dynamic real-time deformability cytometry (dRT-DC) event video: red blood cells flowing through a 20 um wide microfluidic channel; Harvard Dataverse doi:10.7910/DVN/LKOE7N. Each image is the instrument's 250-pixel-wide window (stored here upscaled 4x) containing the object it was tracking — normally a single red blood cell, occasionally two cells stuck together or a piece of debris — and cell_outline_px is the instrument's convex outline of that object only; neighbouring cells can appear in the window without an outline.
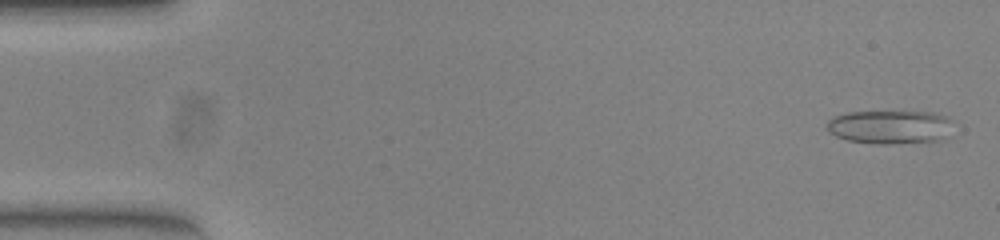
{"species": "common noctule bat (a hibernating species)", "species_latin": "Nyctalus noctula", "temperature_condition": "warm", "stored_images_in_passage": 52, "camera_frame_rate_fps": 3000, "um_per_image_px": 0.085, "animal": {"sex": "female", "body_mass_g": 23.0, "forearm_length_mm": 53.4}, "frame": {"image": 1, "passage_image": 2, "time_ms": 0.333, "image_size_px": [1000, 240], "cell_outline_px": [[952, 136], [944, 140], [888, 144], [880, 144], [848, 140], [836, 136], [828, 128], [828, 120], [836, 116], [848, 112], [932, 112], [948, 116], [952, 120]], "centroid_in_image_um": [75.78, 10.8], "position_along_channel_um": 9.2, "area_um2": 24.91}}
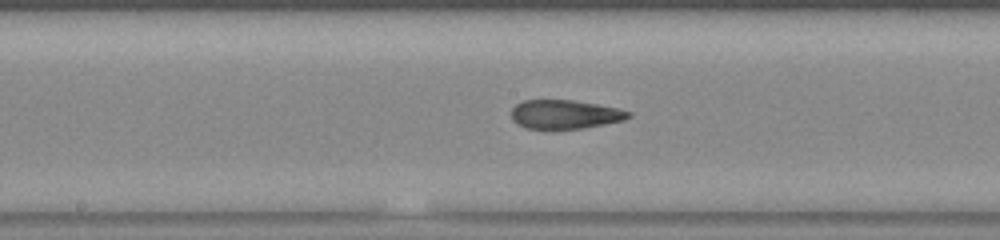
{"frame": {"image": 2, "passage_image": 27, "time_ms": 8.667, "image_size_px": [1000, 240], "cell_outline_px": [[632, 116], [624, 120], [584, 128], [524, 128], [516, 124], [512, 120], [512, 108], [516, 104], [524, 100], [572, 100], [596, 104], [616, 108], [632, 112]], "centroid_in_image_um": [48.01, 9.72], "position_along_channel_um": 200.2, "area_um2": 19.59}}
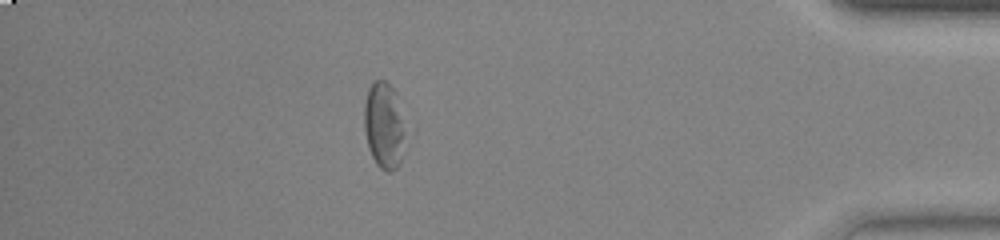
{"frame": {"image": 3, "passage_image": 46, "time_ms": 15.0, "image_size_px": [1000, 240], "cell_outline_px": [[408, 128], [400, 164], [392, 172], [388, 172], [380, 168], [376, 164], [368, 148], [364, 128], [364, 104], [368, 88], [376, 80], [384, 80], [396, 92]], "centroid_in_image_um": [32.69, 10.68], "position_along_channel_um": 402.5, "area_um2": 21.5}, "authors_computed_cell_mechanics": {"area_um2": 21.3282, "velocity_mm_per_s": 3.8952, "shape_relaxation_time_tau1_ms": null, "shape_relaxation_time_tau2_ms": 2.0283, "deformation_change_tau1": null, "deformation_change_tau2": 0.0926}}